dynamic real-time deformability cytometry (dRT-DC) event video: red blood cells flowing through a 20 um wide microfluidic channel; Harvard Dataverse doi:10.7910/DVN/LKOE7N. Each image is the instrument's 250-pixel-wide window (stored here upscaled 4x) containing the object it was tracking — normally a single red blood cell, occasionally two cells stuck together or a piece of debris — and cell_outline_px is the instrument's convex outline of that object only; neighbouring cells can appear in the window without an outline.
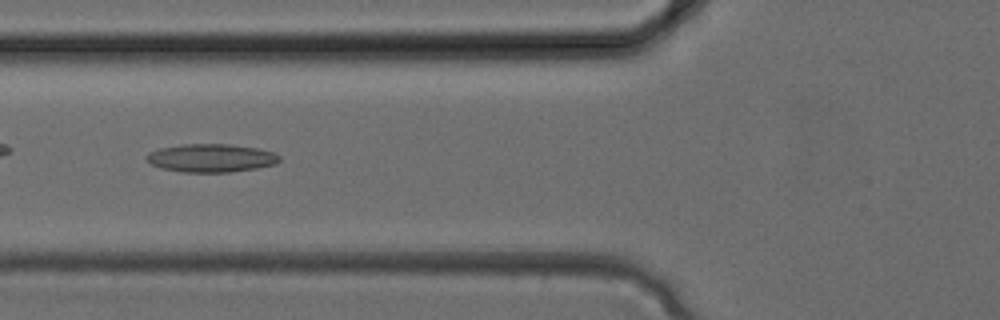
{"species": "common noctule bat (a hibernating species)", "species_latin": "Nyctalus noctula", "temperature_condition": "cold", "stored_images_in_passage": 34, "camera_frame_rate_fps": 3000, "um_per_image_px": 0.085, "animal": {"sex": "female", "body_mass_g": 24.6, "forearm_length_mm": 56.2}, "frame": {"image": 1, "passage_image": 12, "time_ms": 3.667, "image_size_px": [1000, 320], "cell_outline_px": [[280, 160], [276, 164], [256, 168], [228, 172], [180, 172], [160, 168], [152, 164], [144, 156], [148, 152], [160, 148], [184, 144], [228, 144], [256, 148], [272, 152], [280, 156]], "centroid_in_image_um": [17.92, 13.43], "position_along_channel_um": 107.9, "area_um2": 21.79}}
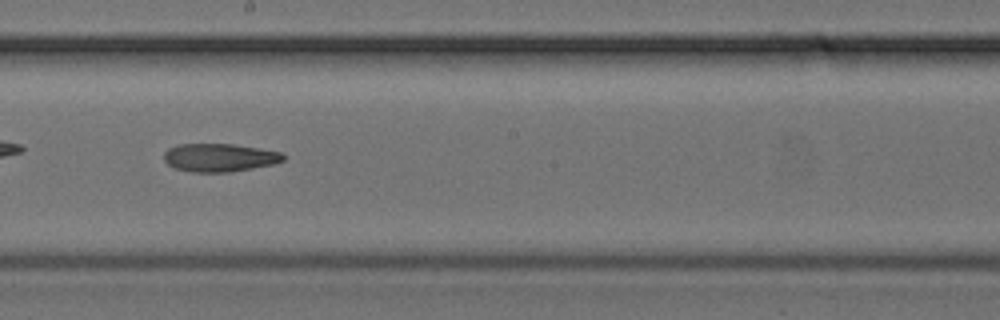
{"frame": {"image": 2, "passage_image": 18, "time_ms": 5.667, "image_size_px": [1000, 320], "cell_outline_px": [[288, 156], [284, 160], [272, 164], [252, 168], [228, 172], [192, 172], [172, 168], [164, 160], [164, 152], [168, 148], [180, 144], [232, 144], [260, 148], [280, 152]], "centroid_in_image_um": [18.65, 13.39], "position_along_channel_um": 229.6, "area_um2": 19.65}}
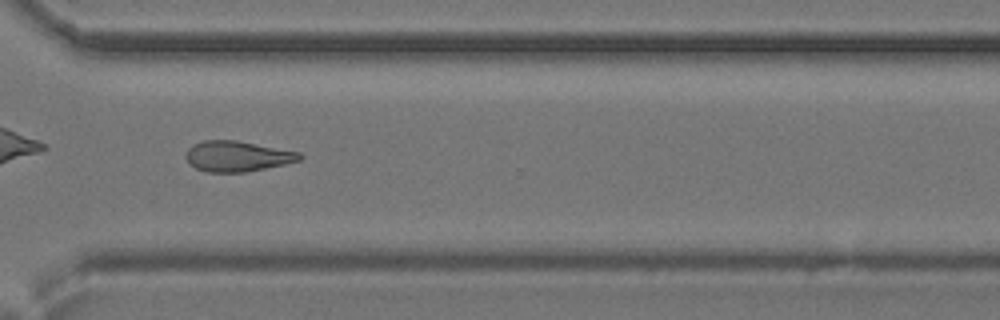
{"frame": {"image": 3, "passage_image": 24, "time_ms": 7.667, "image_size_px": [1000, 320], "cell_outline_px": [[304, 156], [300, 160], [284, 164], [244, 172], [204, 172], [188, 164], [184, 156], [188, 148], [192, 144], [204, 140], [236, 140], [300, 152]], "centroid_in_image_um": [20.12, 13.28], "position_along_channel_um": 350.5, "area_um2": 20.35}}